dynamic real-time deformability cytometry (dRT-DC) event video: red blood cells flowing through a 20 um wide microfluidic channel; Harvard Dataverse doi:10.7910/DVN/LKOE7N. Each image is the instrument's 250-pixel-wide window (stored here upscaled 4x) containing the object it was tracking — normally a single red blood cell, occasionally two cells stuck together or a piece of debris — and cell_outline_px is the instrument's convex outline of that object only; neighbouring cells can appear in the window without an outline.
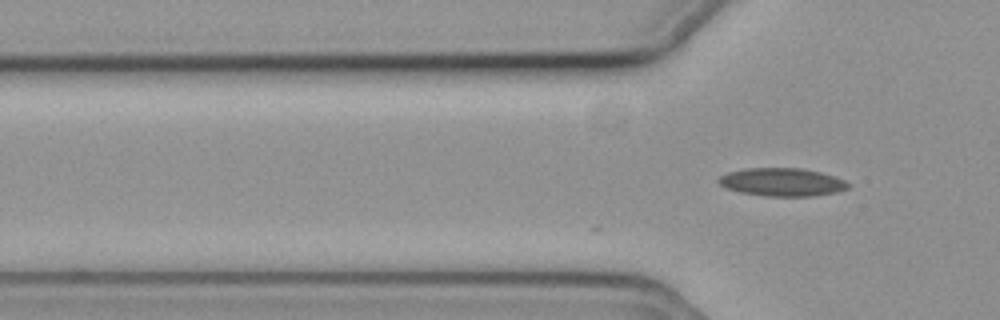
{"species": "common noctule bat (a hibernating species)", "species_latin": "Nyctalus noctula", "temperature_condition": "cold", "stored_images_in_passage": 2, "camera_frame_rate_fps": 3000, "um_per_image_px": 0.085, "animal": {"sex": "female", "body_mass_g": 19.3, "forearm_length_mm": 54.1}, "frame": {"image": 1, "passage_image": 2, "time_ms": 0.333, "image_size_px": [1000, 320], "cell_outline_px": [[848, 188], [836, 192], [816, 196], [764, 196], [740, 192], [728, 188], [720, 184], [716, 180], [720, 176], [728, 172], [744, 168], [800, 168], [820, 172], [844, 180], [848, 184]], "centroid_in_image_um": [66.45, 15.48], "position_along_channel_um": 59.4, "area_um2": 21.1}}